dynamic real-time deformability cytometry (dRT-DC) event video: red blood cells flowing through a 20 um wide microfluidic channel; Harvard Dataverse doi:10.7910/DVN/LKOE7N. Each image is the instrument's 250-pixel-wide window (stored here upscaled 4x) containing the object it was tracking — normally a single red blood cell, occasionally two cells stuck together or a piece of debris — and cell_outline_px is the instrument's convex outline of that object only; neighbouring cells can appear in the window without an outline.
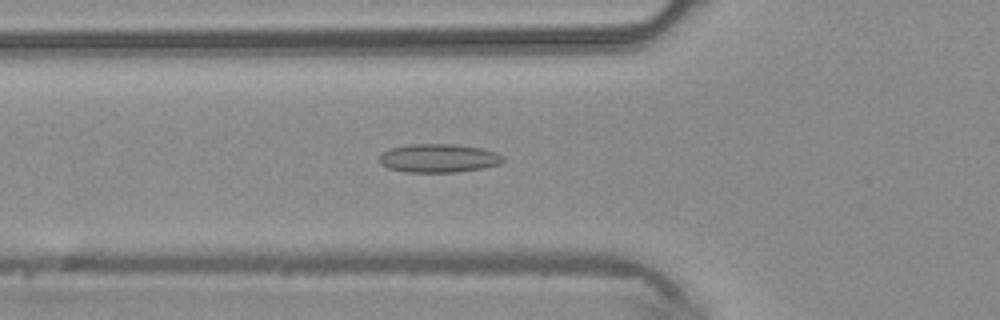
{"species": "common noctule bat (a hibernating species)", "species_latin": "Nyctalus noctula", "temperature_condition": "warm", "stored_images_in_passage": 44, "camera_frame_rate_fps": 3000, "um_per_image_px": 0.085, "animal": {"sex": "male", "body_mass_g": 20.4}, "frame": {"image": 1, "passage_image": 15, "time_ms": 4.667, "image_size_px": [1000, 320], "cell_outline_px": [[504, 160], [500, 164], [484, 168], [456, 172], [408, 172], [388, 168], [380, 164], [380, 156], [384, 152], [392, 148], [408, 144], [456, 144], [484, 148], [496, 152], [504, 156]], "centroid_in_image_um": [37.33, 13.44], "position_along_channel_um": 88.5, "area_um2": 20.69}}
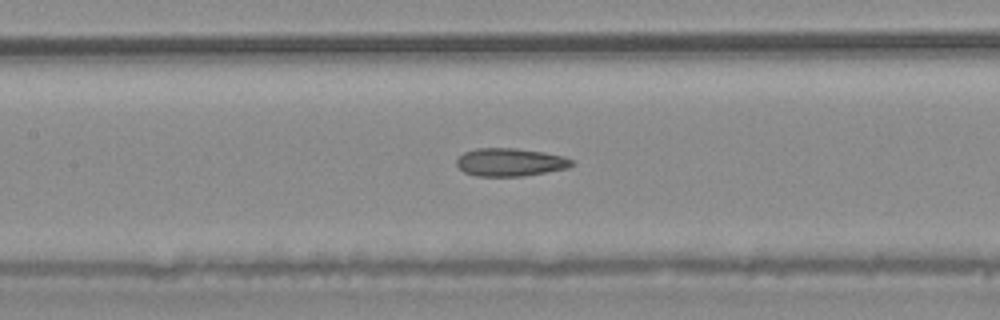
{"frame": {"image": 2, "passage_image": 20, "time_ms": 6.333, "image_size_px": [1000, 320], "cell_outline_px": [[576, 164], [568, 168], [524, 176], [476, 176], [464, 172], [456, 164], [456, 160], [464, 152], [476, 148], [516, 148], [544, 152], [564, 156], [572, 160]], "centroid_in_image_um": [43.38, 13.78], "position_along_channel_um": 164.0, "area_um2": 18.9}}
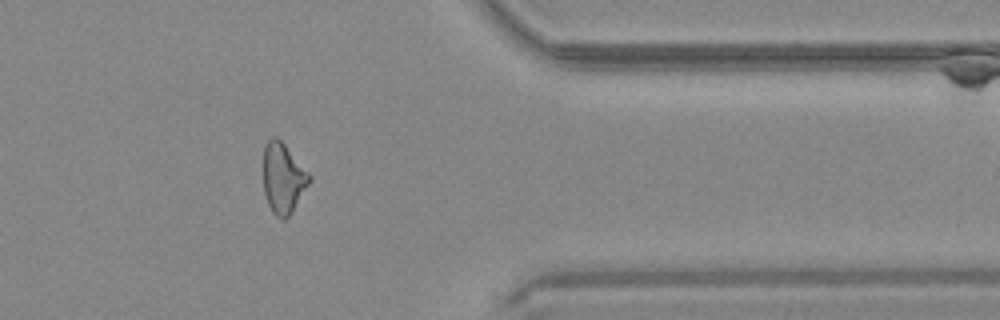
{"frame": {"image": 3, "passage_image": 36, "time_ms": 11.667, "image_size_px": [1000, 320], "cell_outline_px": [[312, 180], [292, 212], [284, 220], [280, 220], [272, 212], [268, 204], [264, 192], [264, 148], [268, 140], [272, 136], [276, 136], [284, 144], [312, 176]], "centroid_in_image_um": [24.08, 15.17], "position_along_channel_um": 387.3, "area_um2": 18.84}}